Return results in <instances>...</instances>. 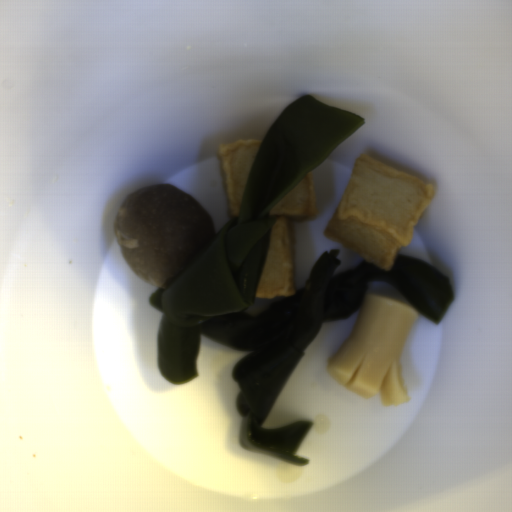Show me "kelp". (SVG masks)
Returning a JSON list of instances; mask_svg holds the SVG:
<instances>
[{
  "label": "kelp",
  "instance_id": "1",
  "mask_svg": "<svg viewBox=\"0 0 512 512\" xmlns=\"http://www.w3.org/2000/svg\"><path fill=\"white\" fill-rule=\"evenodd\" d=\"M365 121L360 115L310 95L289 102L266 131L254 156L233 219L205 245L167 287L148 303L161 311L155 342L156 364L171 384L199 377L202 334L239 351H251L233 365L241 391L235 409L250 414L253 449L298 465L297 446L312 419L260 426L323 322L350 316L370 293L372 280L397 288L404 302L441 322L455 294L449 277L409 255L384 269L367 260L333 275L340 250L323 251L305 285L273 300L257 315L256 300L271 227L270 210Z\"/></svg>",
  "mask_w": 512,
  "mask_h": 512
}]
</instances>
